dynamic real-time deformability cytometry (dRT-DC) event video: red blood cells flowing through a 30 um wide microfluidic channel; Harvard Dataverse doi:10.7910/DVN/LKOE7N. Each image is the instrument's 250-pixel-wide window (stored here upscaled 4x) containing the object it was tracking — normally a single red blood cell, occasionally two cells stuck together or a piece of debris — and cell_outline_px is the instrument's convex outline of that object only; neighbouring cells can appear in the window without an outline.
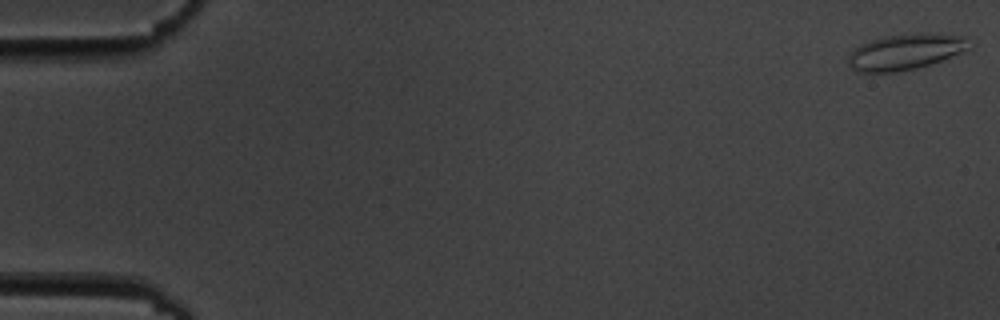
{"species": "common noctule bat (a hibernating species)", "species_latin": "Nyctalus noctula", "temperature_condition": "cold", "stored_images_in_passage": 5, "camera_frame_rate_fps": 3000, "um_per_image_px": 0.085, "animal": {"sex": "male", "body_mass_g": 19.5, "forearm_length_mm": 54.6}, "frame": {"image": 1, "passage_image": 1, "time_ms": 0.0, "image_size_px": [1000, 320], "cell_outline_px": [[968, 48], [960, 52], [940, 60], [916, 68], [896, 72], [860, 72], [852, 68], [848, 64], [848, 52], [860, 44], [872, 40], [888, 36], [928, 32], [936, 32], [968, 36]], "centroid_in_image_um": [76.94, 4.38], "position_along_channel_um": 8.1, "area_um2": 25.14}}
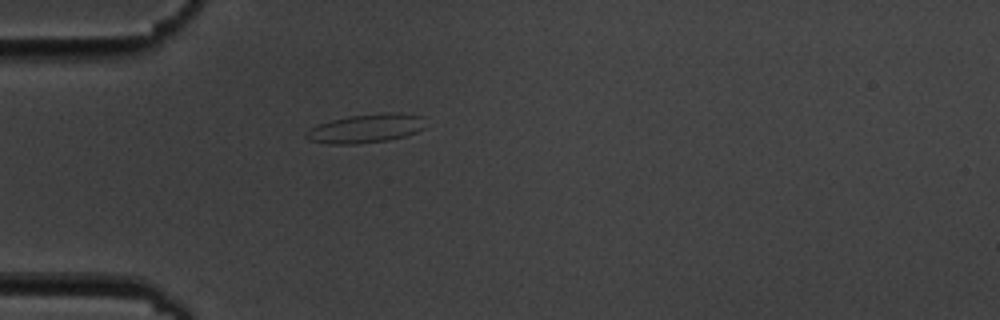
{"frame": {"image": 2, "passage_image": 5, "time_ms": 5.333, "image_size_px": [1000, 320], "cell_outline_px": [[424, 128], [416, 132], [404, 136], [388, 140], [356, 144], [328, 144], [308, 140], [304, 136], [312, 128], [320, 124], [332, 120], [348, 116], [392, 112], [396, 112], [424, 116]], "centroid_in_image_um": [31.13, 10.92], "position_along_channel_um": 53.9, "area_um2": 19.88}}